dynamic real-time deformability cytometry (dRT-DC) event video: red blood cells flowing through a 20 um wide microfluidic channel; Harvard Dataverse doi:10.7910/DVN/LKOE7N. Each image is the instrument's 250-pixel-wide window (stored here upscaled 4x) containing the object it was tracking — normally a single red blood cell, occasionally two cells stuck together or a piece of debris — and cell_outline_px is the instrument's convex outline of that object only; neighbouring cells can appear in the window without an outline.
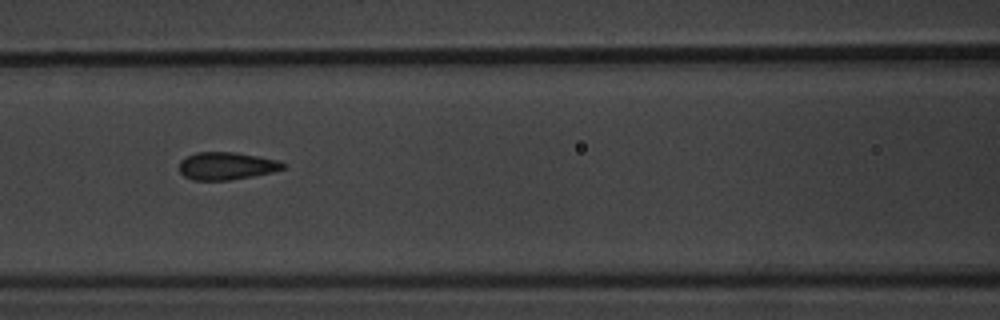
{"species": "common noctule bat (a hibernating species)", "species_latin": "Nyctalus noctula", "temperature_condition": "warm", "stored_images_in_passage": 8, "camera_frame_rate_fps": 3000, "um_per_image_px": 0.085, "animal": {"sex": "male", "body_mass_g": 20.1, "forearm_length_mm": 53.5}, "frame": {"image": 1, "passage_image": 7, "time_ms": 8.0, "image_size_px": [1000, 320], "cell_outline_px": [[284, 168], [272, 172], [252, 176], [228, 180], [192, 180], [184, 176], [180, 172], [180, 160], [196, 152], [236, 152], [260, 156], [276, 160], [284, 164]], "centroid_in_image_um": [19.23, 14.1], "position_along_channel_um": 147.4, "area_um2": 16.59}}
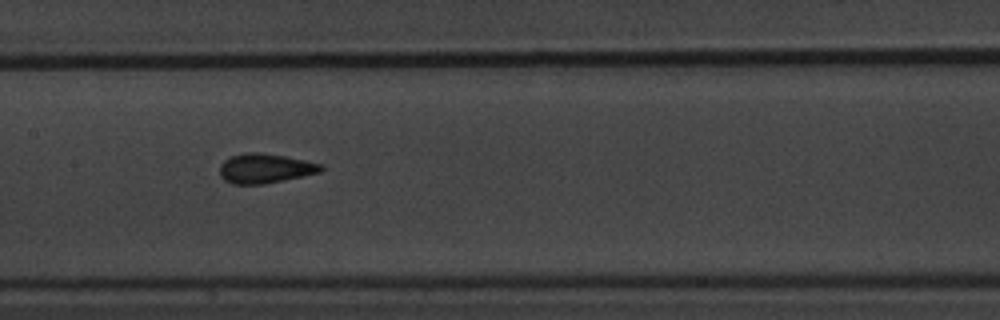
{"frame": {"image": 2, "passage_image": 8, "time_ms": 9.0, "image_size_px": [1000, 320], "cell_outline_px": [[324, 168], [320, 172], [304, 176], [264, 184], [232, 184], [224, 180], [220, 176], [220, 164], [224, 160], [232, 156], [244, 152], [256, 152], [284, 156], [324, 164]], "centroid_in_image_um": [22.53, 14.32], "position_along_channel_um": 184.9, "area_um2": 17.51}}